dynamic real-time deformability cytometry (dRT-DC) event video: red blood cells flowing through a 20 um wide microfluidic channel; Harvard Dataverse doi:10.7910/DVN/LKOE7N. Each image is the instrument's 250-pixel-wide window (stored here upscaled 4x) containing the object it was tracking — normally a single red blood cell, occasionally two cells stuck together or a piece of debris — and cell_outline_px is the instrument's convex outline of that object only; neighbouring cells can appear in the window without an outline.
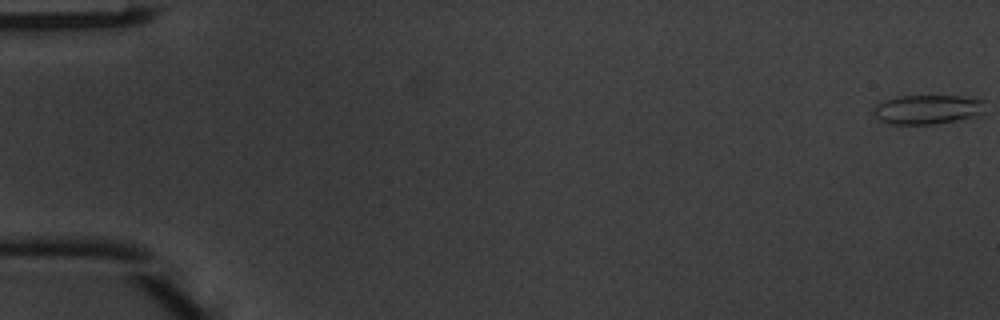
{"species": "common noctule bat (a hibernating species)", "species_latin": "Nyctalus noctula", "temperature_condition": "warm", "stored_images_in_passage": 48, "camera_frame_rate_fps": 3000, "um_per_image_px": 0.085, "animal": {"sex": "male", "body_mass_g": 20.1, "forearm_length_mm": 53.5}, "frame": {"image": 1, "passage_image": 1, "time_ms": 0.0, "image_size_px": [1000, 320], "cell_outline_px": [[984, 112], [972, 116], [956, 120], [936, 124], [892, 124], [880, 120], [872, 112], [872, 108], [876, 104], [884, 100], [896, 96], [972, 96], [984, 100]], "centroid_in_image_um": [78.82, 9.28], "position_along_channel_um": 6.2, "area_um2": 19.19}}
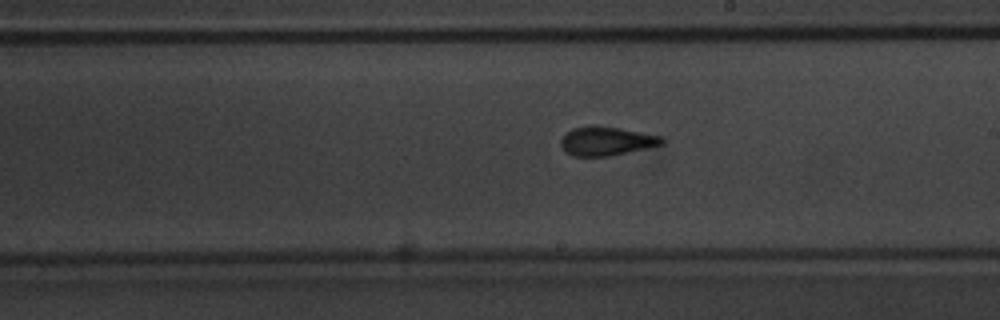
{"frame": {"image": 2, "passage_image": 29, "time_ms": 9.333, "image_size_px": [1000, 320], "cell_outline_px": [[664, 144], [628, 152], [608, 156], [572, 156], [564, 152], [560, 144], [560, 140], [572, 128], [592, 124], [596, 124], [620, 128], [664, 136]], "centroid_in_image_um": [51.54, 11.97], "position_along_channel_um": 237.5, "area_um2": 17.28}}
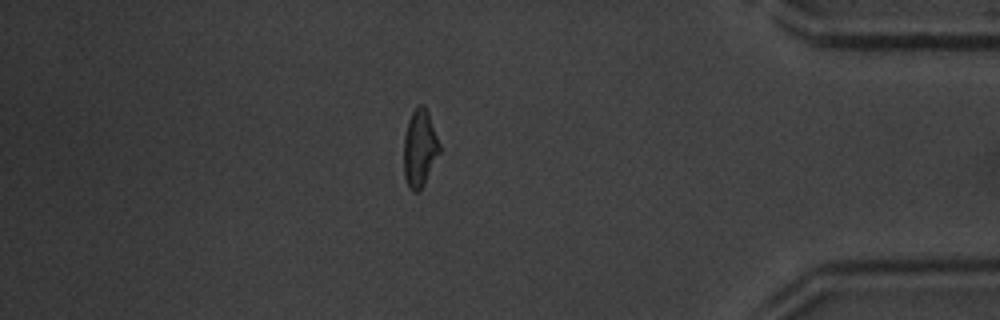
{"frame": {"image": 3, "passage_image": 43, "time_ms": 14.0, "image_size_px": [1000, 320], "cell_outline_px": [[440, 152], [424, 184], [416, 192], [412, 192], [404, 176], [404, 136], [408, 120], [416, 104], [424, 104], [428, 112], [440, 144]], "centroid_in_image_um": [35.67, 12.56], "position_along_channel_um": 399.5, "area_um2": 16.07}}